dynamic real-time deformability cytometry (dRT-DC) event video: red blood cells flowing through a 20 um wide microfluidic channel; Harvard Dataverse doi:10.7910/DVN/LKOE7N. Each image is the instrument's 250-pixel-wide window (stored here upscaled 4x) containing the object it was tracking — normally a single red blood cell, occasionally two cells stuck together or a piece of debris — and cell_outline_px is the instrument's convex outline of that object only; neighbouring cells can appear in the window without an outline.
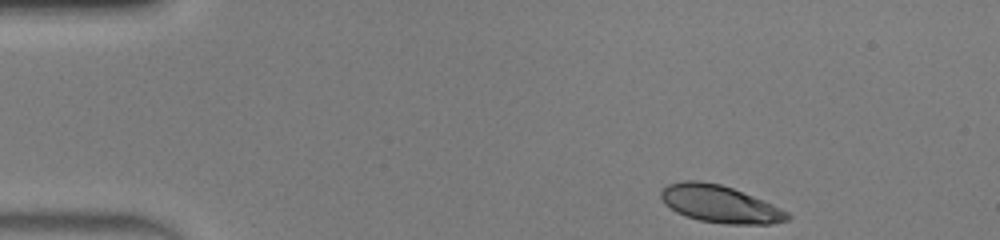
{"species": "human", "species_latin": "Homo sapiens", "temperature_condition": "warm", "stored_images_in_passage": 43, "camera_frame_rate_fps": 3000, "um_per_image_px": 0.085, "donor": {"sex": "male"}, "frame": {"image": 1, "passage_image": 1, "time_ms": 0.0, "image_size_px": [1000, 240], "cell_outline_px": [[792, 216], [788, 220], [768, 224], [724, 224], [700, 220], [684, 216], [676, 212], [664, 204], [660, 196], [660, 192], [668, 184], [684, 180], [700, 180], [720, 184], [732, 188], [772, 204], [788, 212]], "centroid_in_image_um": [61.16, 17.34], "position_along_channel_um": 23.8, "area_um2": 27.46}}
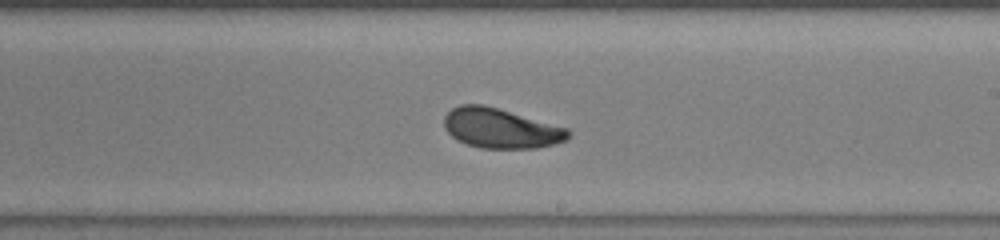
{"frame": {"image": 2, "passage_image": 23, "time_ms": 7.333, "image_size_px": [1000, 240], "cell_outline_px": [[572, 132], [568, 140], [536, 148], [480, 148], [456, 140], [444, 128], [444, 116], [452, 108], [460, 104], [484, 104], [568, 128]], "centroid_in_image_um": [42.56, 10.9], "position_along_channel_um": 246.4, "area_um2": 28.9}}
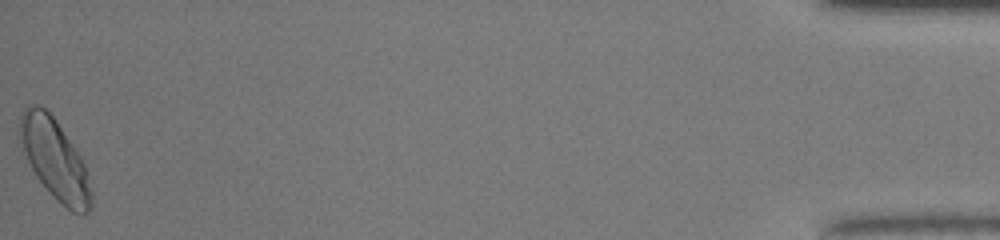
{"frame": {"image": 3, "passage_image": 43, "time_ms": 14.0, "image_size_px": [1000, 240], "cell_outline_px": [[92, 204], [88, 212], [72, 212], [36, 176], [20, 148], [16, 136], [20, 112], [28, 104], [40, 104], [56, 120], [80, 156], [88, 172], [92, 192]], "centroid_in_image_um": [4.59, 13.43], "position_along_channel_um": 430.6, "area_um2": 33.35}, "authors_computed_cell_mechanics": {"area_um2": 28.9578, "velocity_mm_per_s": 4.2268, "shape_relaxation_time_tau1_ms": 2.1402, "shape_relaxation_time_tau2_ms": 1.9252, "deformation_change_tau1": 0.1267, "deformation_change_tau2": 0.0571}}